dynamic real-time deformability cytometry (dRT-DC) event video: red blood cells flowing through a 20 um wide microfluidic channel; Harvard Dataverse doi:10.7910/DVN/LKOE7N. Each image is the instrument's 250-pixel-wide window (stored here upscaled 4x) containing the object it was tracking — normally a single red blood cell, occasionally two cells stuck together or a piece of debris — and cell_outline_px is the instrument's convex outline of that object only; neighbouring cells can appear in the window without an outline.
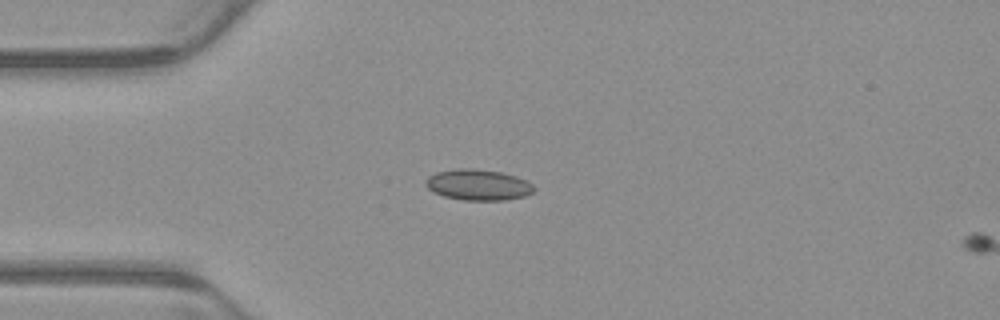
{"species": "common noctule bat (a hibernating species)", "species_latin": "Nyctalus noctula", "temperature_condition": "warm", "stored_images_in_passage": 2, "camera_frame_rate_fps": 3000, "um_per_image_px": 0.085, "animal": {"sex": "male", "body_mass_g": 23.1, "forearm_length_mm": 52.7}, "frame": {"image": 1, "passage_image": 1, "time_ms": 0.0, "image_size_px": [1000, 320], "cell_outline_px": [[536, 188], [532, 192], [524, 196], [504, 200], [464, 200], [444, 196], [432, 192], [424, 184], [424, 180], [428, 176], [436, 172], [456, 168], [472, 168], [500, 172], [516, 176], [532, 184]], "centroid_in_image_um": [40.59, 15.7], "position_along_channel_um": 44.4, "area_um2": 19.54}}